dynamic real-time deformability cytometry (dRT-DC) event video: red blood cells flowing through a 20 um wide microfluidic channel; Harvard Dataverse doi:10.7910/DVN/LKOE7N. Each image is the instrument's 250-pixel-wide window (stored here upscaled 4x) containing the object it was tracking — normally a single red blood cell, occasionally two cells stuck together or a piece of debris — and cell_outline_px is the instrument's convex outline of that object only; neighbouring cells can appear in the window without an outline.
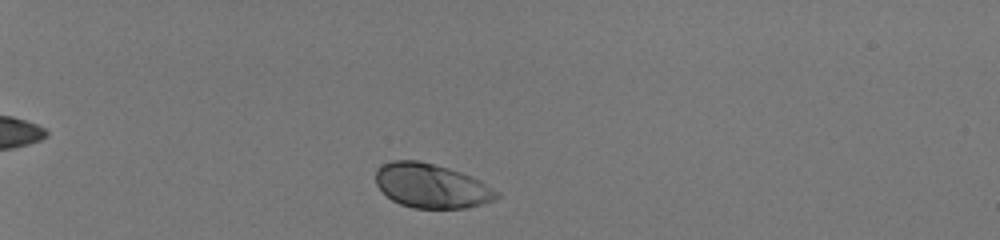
{"species": "human", "species_latin": "Homo sapiens", "temperature_condition": "room temperature", "stored_images_in_passage": 39, "camera_frame_rate_fps": 3000, "um_per_image_px": 0.085, "donor": {"sex": "male"}, "frame": {"image": 1, "passage_image": 4, "time_ms": 1.0, "image_size_px": [1000, 240], "cell_outline_px": [[500, 196], [496, 200], [484, 204], [464, 208], [412, 208], [400, 204], [392, 200], [376, 184], [376, 168], [392, 160], [416, 160], [448, 168], [472, 176], [480, 180], [500, 192]], "centroid_in_image_um": [36.71, 15.8], "position_along_channel_um": 48.3, "area_um2": 31.27}}
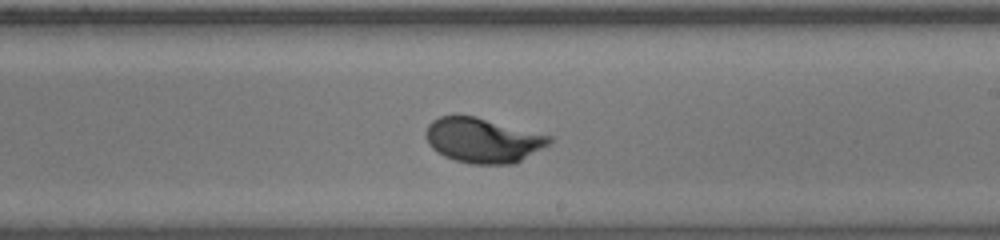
{"frame": {"image": 2, "passage_image": 24, "time_ms": 7.667, "image_size_px": [1000, 240], "cell_outline_px": [[552, 140], [548, 144], [516, 164], [472, 164], [456, 160], [444, 156], [436, 152], [428, 144], [424, 136], [424, 132], [428, 124], [432, 120], [440, 116], [476, 116], [552, 136]], "centroid_in_image_um": [41.01, 11.92], "position_along_channel_um": 248.0, "area_um2": 32.37}}
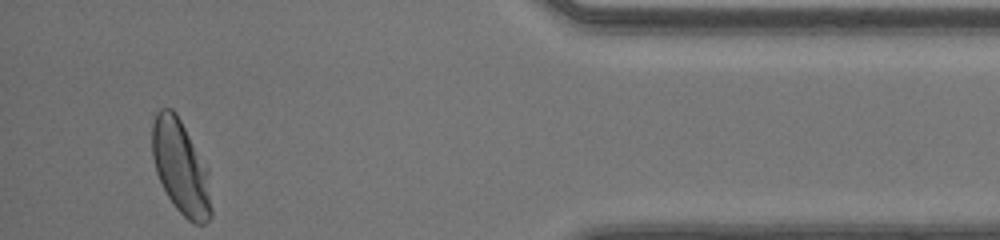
{"frame": {"image": 3, "passage_image": 39, "time_ms": 12.667, "image_size_px": [1000, 240], "cell_outline_px": [[212, 216], [204, 224], [196, 224], [188, 220], [176, 208], [168, 196], [156, 172], [152, 156], [152, 124], [156, 112], [160, 108], [172, 108], [176, 112], [208, 168], [212, 208]], "centroid_in_image_um": [15.37, 14.21], "position_along_channel_um": 419.8, "area_um2": 32.48}, "authors_computed_cell_mechanics": {"area_um2": 31.4432, "velocity_mm_per_s": 4.0912, "shape_relaxation_time_tau1_ms": 2.047, "shape_relaxation_time_tau2_ms": null, "deformation_change_tau1": 0.1374, "deformation_change_tau2": null}}